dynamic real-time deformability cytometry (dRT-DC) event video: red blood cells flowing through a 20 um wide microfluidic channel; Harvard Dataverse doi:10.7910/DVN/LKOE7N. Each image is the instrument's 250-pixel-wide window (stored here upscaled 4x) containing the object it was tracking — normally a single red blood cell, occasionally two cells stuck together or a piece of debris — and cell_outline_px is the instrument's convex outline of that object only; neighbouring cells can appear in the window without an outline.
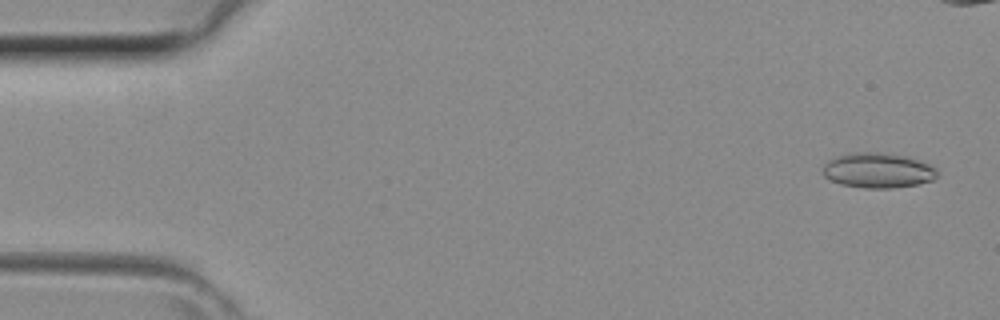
{"species": "common noctule bat (a hibernating species)", "species_latin": "Nyctalus noctula", "temperature_condition": "room temperature", "stored_images_in_passage": 9, "camera_frame_rate_fps": 3000, "um_per_image_px": 0.085, "animal": {"sex": "female", "body_mass_g": 29.2, "forearm_length_mm": 56.3}, "frame": {"image": 1, "passage_image": 1, "time_ms": 0.0, "image_size_px": [1000, 320], "cell_outline_px": [[936, 176], [932, 180], [920, 184], [892, 188], [864, 188], [840, 184], [824, 176], [824, 164], [828, 160], [852, 152], [876, 152], [908, 156], [920, 160], [936, 168]], "centroid_in_image_um": [74.64, 14.48], "position_along_channel_um": 10.4, "area_um2": 23.29}}